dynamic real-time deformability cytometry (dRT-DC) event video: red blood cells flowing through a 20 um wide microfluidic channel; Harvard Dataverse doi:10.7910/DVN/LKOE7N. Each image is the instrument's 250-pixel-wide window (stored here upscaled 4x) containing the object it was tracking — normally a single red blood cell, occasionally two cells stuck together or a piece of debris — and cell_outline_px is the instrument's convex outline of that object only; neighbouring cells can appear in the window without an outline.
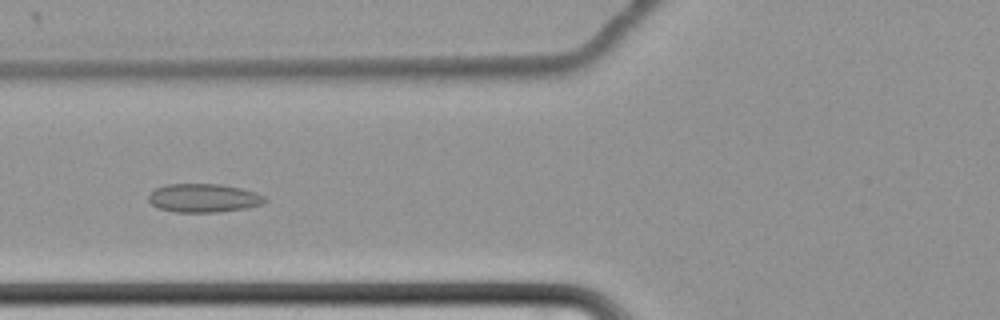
{"species": "common noctule bat (a hibernating species)", "species_latin": "Nyctalus noctula", "temperature_condition": "cold", "stored_images_in_passage": 62, "camera_frame_rate_fps": 3000, "um_per_image_px": 0.085, "animal": {"sex": "female", "body_mass_g": 22.7, "forearm_length_mm": 54.2}, "frame": {"image": 1, "passage_image": 26, "time_ms": 8.333, "image_size_px": [1000, 320], "cell_outline_px": [[268, 200], [264, 204], [244, 208], [220, 212], [172, 212], [160, 208], [152, 204], [148, 200], [148, 196], [156, 188], [164, 184], [220, 184], [240, 188], [256, 192], [264, 196]], "centroid_in_image_um": [17.32, 16.83], "position_along_channel_um": 108.5, "area_um2": 19.42}}
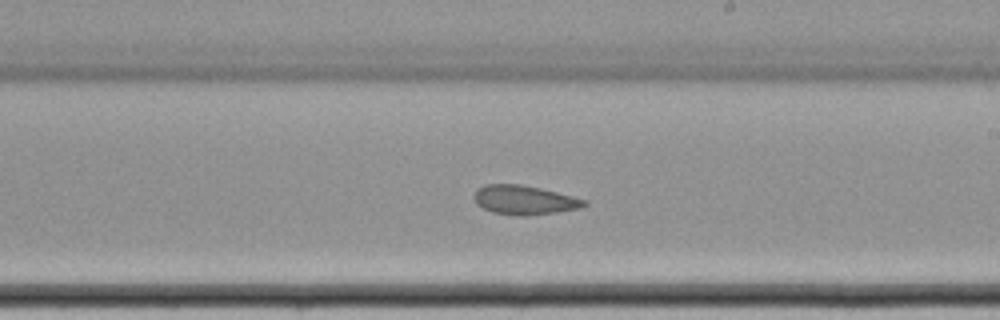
{"frame": {"image": 2, "passage_image": 38, "time_ms": 12.333, "image_size_px": [1000, 320], "cell_outline_px": [[588, 204], [580, 208], [556, 212], [528, 216], [520, 216], [492, 212], [476, 204], [472, 196], [476, 188], [484, 184], [520, 184], [540, 188], [572, 196], [584, 200]], "centroid_in_image_um": [44.5, 16.99], "position_along_channel_um": 244.5, "area_um2": 18.79}}
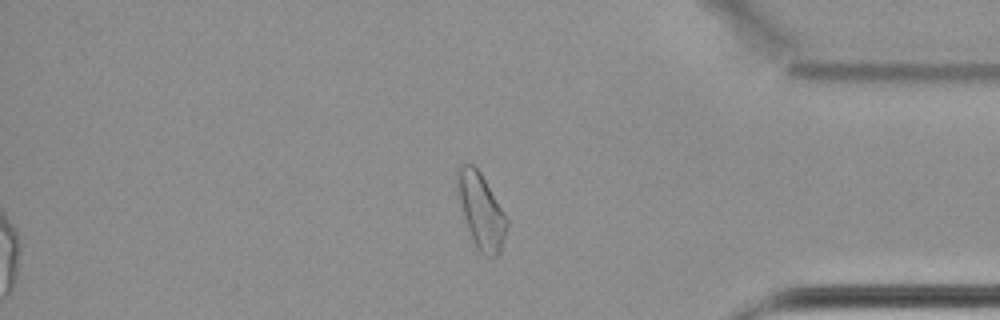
{"frame": {"image": 3, "passage_image": 53, "time_ms": 17.333, "image_size_px": [1000, 320], "cell_outline_px": [[508, 228], [500, 252], [496, 256], [484, 256], [480, 252], [472, 240], [464, 216], [460, 200], [456, 176], [456, 172], [460, 164], [472, 164], [480, 172], [508, 220]], "centroid_in_image_um": [40.91, 17.95], "position_along_channel_um": 394.3, "area_um2": 21.15}, "authors_computed_cell_mechanics": {"area_um2": 21.0103, "velocity_mm_per_s": 3.3971, "shape_relaxation_time_tau1_ms": null, "shape_relaxation_time_tau2_ms": 3.3994, "deformation_change_tau1": null, "deformation_change_tau2": 0.1009}}